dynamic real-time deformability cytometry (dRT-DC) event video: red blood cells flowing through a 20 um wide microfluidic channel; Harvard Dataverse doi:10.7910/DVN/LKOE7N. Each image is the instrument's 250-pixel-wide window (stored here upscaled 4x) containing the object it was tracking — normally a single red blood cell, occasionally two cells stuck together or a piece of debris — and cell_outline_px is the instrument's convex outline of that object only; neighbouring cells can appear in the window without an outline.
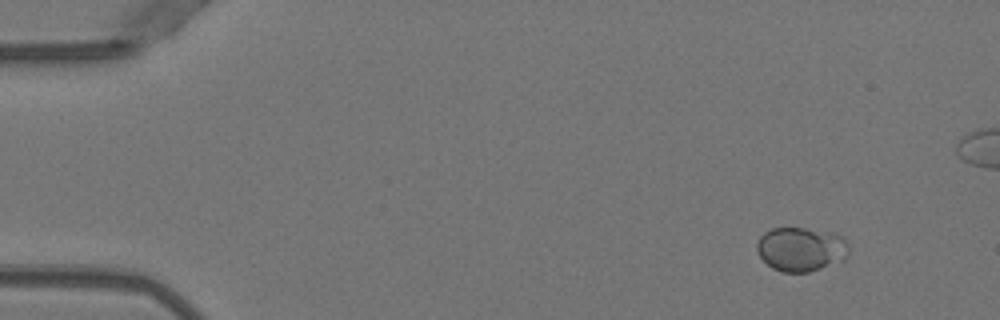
{"species": "Egyptian fruit bat (a non-hibernating species)", "species_latin": "Rousettus aegyptiacus", "temperature_condition": "warm", "stored_images_in_passage": 5, "camera_frame_rate_fps": 3000, "um_per_image_px": 0.085, "animal": {"sex": "female"}, "frame": {"image": 1, "passage_image": 1, "time_ms": 0.0, "image_size_px": [1000, 320], "cell_outline_px": [[848, 252], [844, 260], [808, 272], [784, 272], [772, 268], [760, 256], [756, 248], [756, 244], [760, 236], [764, 232], [772, 228], [804, 228], [836, 232], [848, 244]], "centroid_in_image_um": [68.08, 21.16], "position_along_channel_um": 16.9, "area_um2": 23.64}}